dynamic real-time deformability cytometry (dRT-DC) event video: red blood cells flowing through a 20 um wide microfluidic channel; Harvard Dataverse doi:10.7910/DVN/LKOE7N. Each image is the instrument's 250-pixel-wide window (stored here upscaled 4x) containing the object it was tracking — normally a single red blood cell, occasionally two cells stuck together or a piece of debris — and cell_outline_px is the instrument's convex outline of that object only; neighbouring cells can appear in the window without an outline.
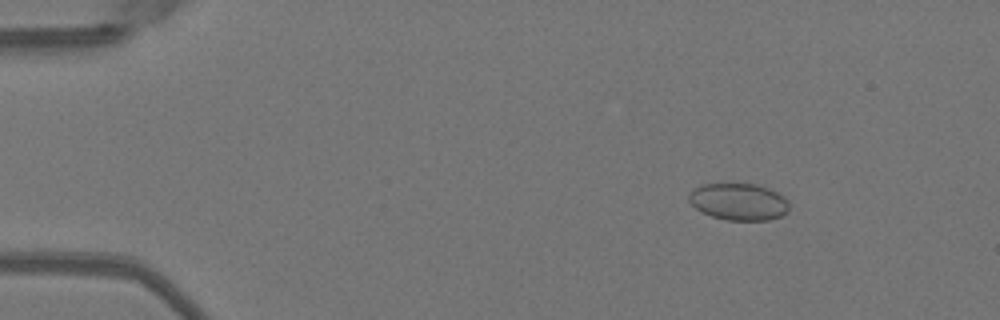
{"species": "Egyptian fruit bat (a non-hibernating species)", "species_latin": "Rousettus aegyptiacus", "temperature_condition": "warm", "stored_images_in_passage": 51, "camera_frame_rate_fps": 3000, "um_per_image_px": 0.085, "animal": {"sex": "female"}, "frame": {"image": 1, "passage_image": 7, "time_ms": 2.0, "image_size_px": [1000, 320], "cell_outline_px": [[788, 212], [780, 216], [768, 220], [728, 220], [712, 216], [700, 212], [688, 200], [688, 196], [700, 184], [760, 184], [784, 196], [788, 200]], "centroid_in_image_um": [62.8, 17.15], "position_along_channel_um": 22.2, "area_um2": 21.56}}
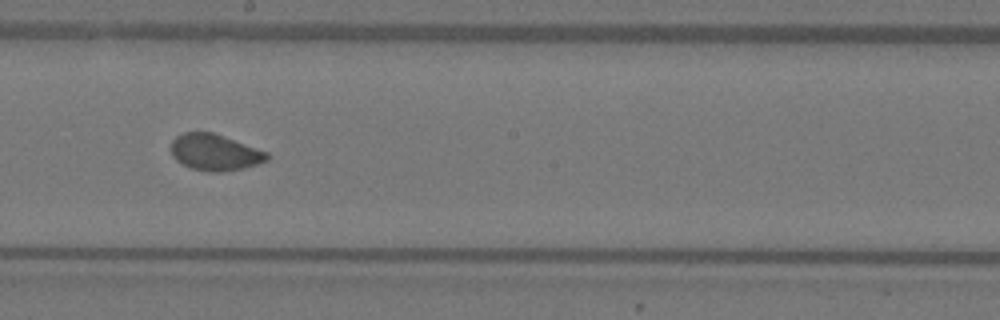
{"frame": {"image": 2, "passage_image": 29, "time_ms": 9.333, "image_size_px": [1000, 320], "cell_outline_px": [[268, 160], [244, 168], [220, 172], [208, 172], [192, 168], [176, 160], [172, 156], [172, 140], [176, 136], [184, 132], [212, 132], [268, 152]], "centroid_in_image_um": [18.25, 12.95], "position_along_channel_um": 229.9, "area_um2": 20.11}}
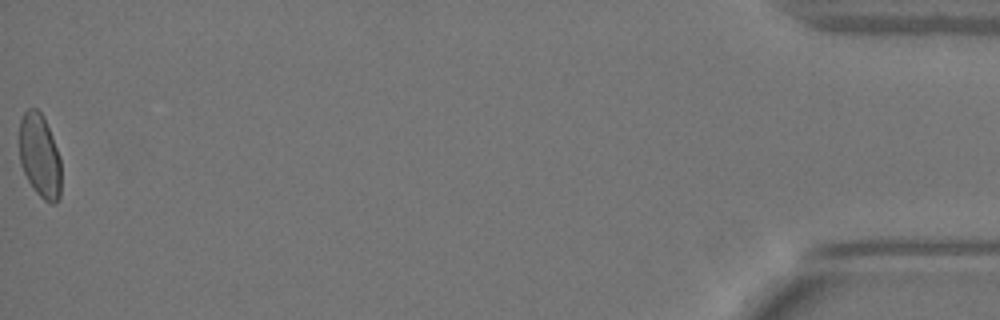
{"frame": {"image": 3, "passage_image": 51, "time_ms": 16.667, "image_size_px": [1000, 320], "cell_outline_px": [[60, 196], [56, 204], [52, 204], [44, 200], [32, 188], [20, 164], [20, 120], [24, 112], [28, 108], [36, 108], [44, 116], [60, 156]], "centroid_in_image_um": [3.38, 13.25], "position_along_channel_um": 431.8, "area_um2": 20.46}, "authors_computed_cell_mechanics": {"area_um2": 20.7502, "velocity_mm_per_s": 4.044, "shape_relaxation_time_tau1_ms": 4.1563, "shape_relaxation_time_tau2_ms": 0.7789, "deformation_change_tau1": 0.0956, "deformation_change_tau2": 0.0283}}